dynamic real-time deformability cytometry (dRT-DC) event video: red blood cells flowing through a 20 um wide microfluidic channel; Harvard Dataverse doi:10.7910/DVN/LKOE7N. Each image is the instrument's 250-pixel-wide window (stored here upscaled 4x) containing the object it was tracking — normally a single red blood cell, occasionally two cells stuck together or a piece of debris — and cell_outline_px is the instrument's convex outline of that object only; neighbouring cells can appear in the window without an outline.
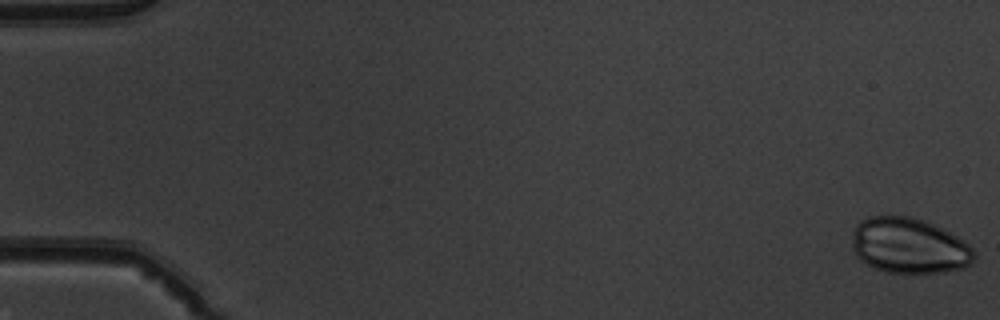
{"species": "common noctule bat (a hibernating species)", "species_latin": "Nyctalus noctula", "temperature_condition": "warm", "stored_images_in_passage": 52, "camera_frame_rate_fps": 3000, "um_per_image_px": 0.085, "animal": {"sex": "male", "body_mass_g": 19.5, "forearm_length_mm": 54.6}, "frame": {"image": 1, "passage_image": 1, "time_ms": 0.0, "image_size_px": [1000, 320], "cell_outline_px": [[976, 256], [972, 264], [964, 268], [944, 272], [884, 272], [860, 260], [856, 256], [852, 248], [852, 232], [856, 224], [860, 220], [868, 216], [912, 216], [924, 220], [944, 228], [968, 244], [972, 248]], "centroid_in_image_um": [77.27, 20.87], "position_along_channel_um": 7.7, "area_um2": 39.82}}
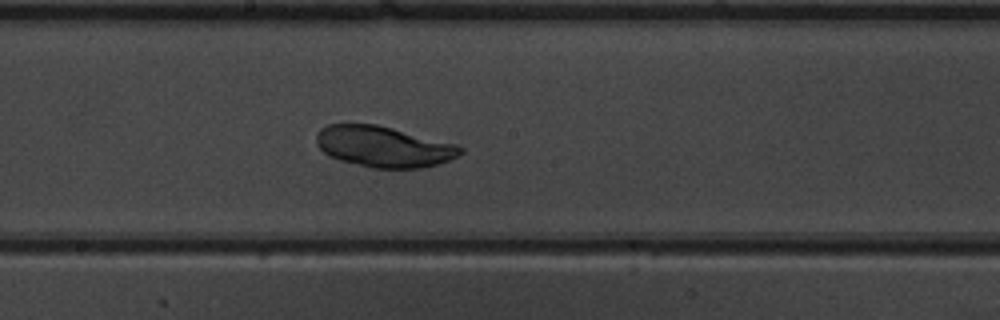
{"frame": {"image": 2, "passage_image": 29, "time_ms": 9.333, "image_size_px": [1000, 320], "cell_outline_px": [[464, 152], [448, 160], [436, 164], [420, 168], [372, 168], [340, 160], [328, 156], [316, 144], [316, 136], [320, 128], [328, 124], [376, 124], [456, 144], [464, 148]], "centroid_in_image_um": [32.58, 12.46], "position_along_channel_um": 215.6, "area_um2": 34.16}}
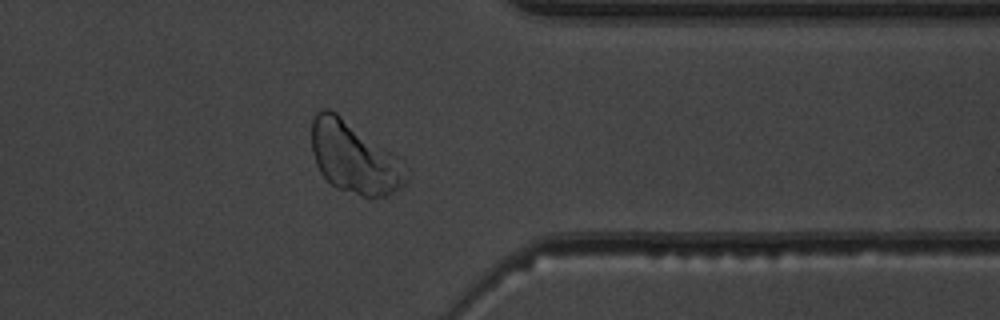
{"frame": {"image": 3, "passage_image": 42, "time_ms": 13.667, "image_size_px": [1000, 320], "cell_outline_px": [[408, 180], [400, 188], [388, 196], [372, 200], [336, 188], [320, 172], [316, 164], [312, 152], [312, 120], [316, 112], [324, 108], [328, 108], [336, 112], [392, 152], [396, 156], [408, 176]], "centroid_in_image_um": [30.09, 13.43], "position_along_channel_um": 381.3, "area_um2": 39.42}}